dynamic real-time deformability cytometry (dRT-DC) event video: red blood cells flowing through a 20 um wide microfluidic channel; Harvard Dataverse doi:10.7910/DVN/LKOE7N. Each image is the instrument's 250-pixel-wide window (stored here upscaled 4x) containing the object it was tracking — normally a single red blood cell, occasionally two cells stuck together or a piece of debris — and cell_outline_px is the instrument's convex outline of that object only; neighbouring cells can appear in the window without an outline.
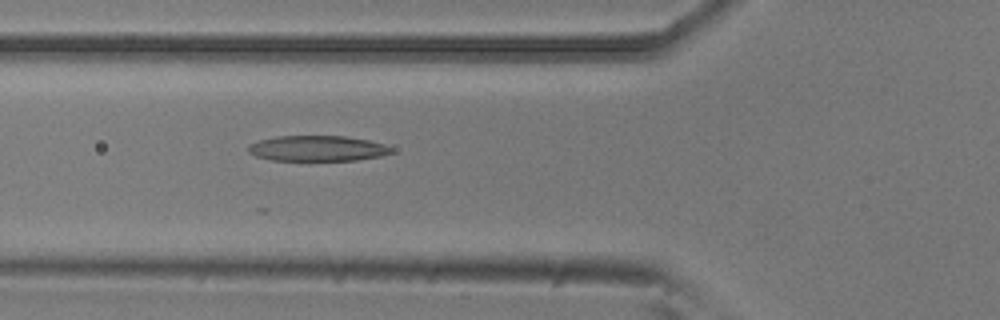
{"species": "common noctule bat (a hibernating species)", "species_latin": "Nyctalus noctula", "temperature_condition": "room temperature", "stored_images_in_passage": 6, "camera_frame_rate_fps": 3000, "um_per_image_px": 0.085, "animal": {"sex": "male", "body_mass_g": 20.5, "forearm_length_mm": 52.5}, "frame": {"image": 1, "passage_image": 6, "time_ms": 1.667, "image_size_px": [1000, 320], "cell_outline_px": [[392, 152], [380, 156], [356, 160], [272, 160], [256, 156], [248, 152], [248, 144], [260, 140], [276, 136], [344, 136], [368, 140], [384, 144], [392, 148]], "centroid_in_image_um": [26.96, 12.61], "position_along_channel_um": 98.8, "area_um2": 21.15}}